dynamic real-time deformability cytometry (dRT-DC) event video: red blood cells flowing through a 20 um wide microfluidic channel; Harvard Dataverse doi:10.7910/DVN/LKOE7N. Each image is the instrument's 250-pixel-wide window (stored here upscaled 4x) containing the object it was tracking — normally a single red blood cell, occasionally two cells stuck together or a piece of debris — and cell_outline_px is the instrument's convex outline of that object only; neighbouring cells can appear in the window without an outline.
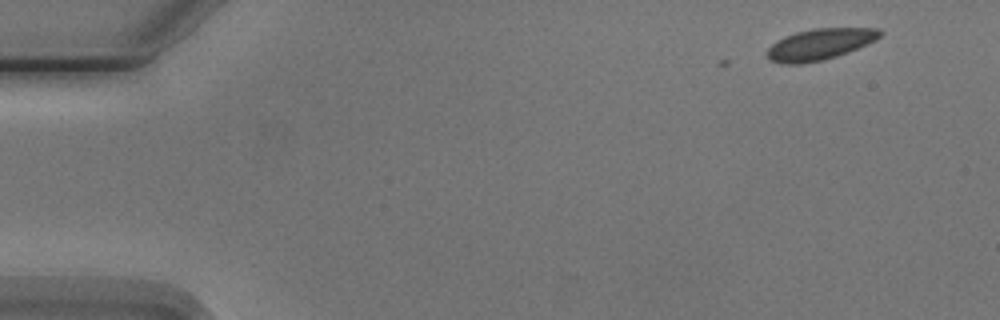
{"species": "Egyptian fruit bat (a non-hibernating species)", "species_latin": "Rousettus aegyptiacus", "temperature_condition": "cold", "stored_images_in_passage": 4, "segment_of_instrument_passage": [2, 2], "camera_frame_rate_fps": 3000, "um_per_image_px": 0.085, "animal": {"sex": "male"}, "frame": {"image": 1, "passage_image": 4, "time_ms": 3.333, "image_size_px": [1000, 320], "cell_outline_px": [[884, 32], [876, 40], [848, 52], [824, 60], [804, 64], [780, 64], [768, 60], [768, 48], [776, 40], [784, 36], [796, 32], [812, 28], [880, 28]], "centroid_in_image_um": [69.67, 3.76], "position_along_channel_um": 15.3, "area_um2": 20.75}}